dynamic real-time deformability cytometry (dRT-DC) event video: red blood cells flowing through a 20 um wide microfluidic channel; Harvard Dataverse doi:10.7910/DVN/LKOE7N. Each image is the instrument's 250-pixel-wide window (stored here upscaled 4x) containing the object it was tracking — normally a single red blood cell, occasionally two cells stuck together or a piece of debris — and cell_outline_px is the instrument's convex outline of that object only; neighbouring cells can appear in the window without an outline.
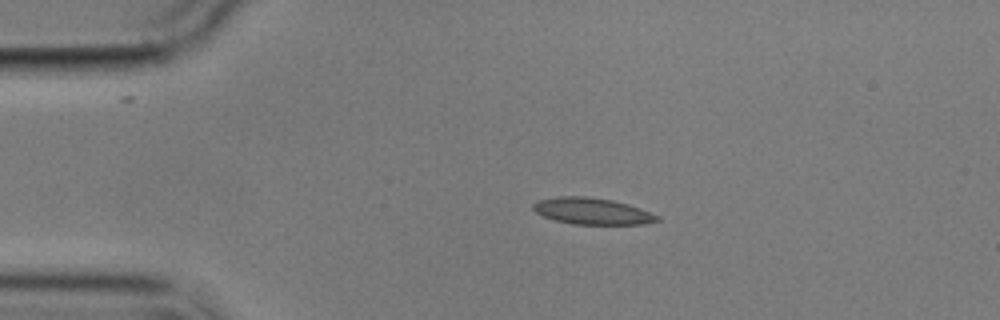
{"species": "common noctule bat (a hibernating species)", "species_latin": "Nyctalus noctula", "temperature_condition": "cold", "stored_images_in_passage": 5, "camera_frame_rate_fps": 3000, "um_per_image_px": 0.085, "animal": {"sex": "male", "body_mass_g": 17.9}, "frame": {"image": 1, "passage_image": 3, "time_ms": 2.333, "image_size_px": [1000, 320], "cell_outline_px": [[660, 220], [644, 224], [572, 224], [556, 220], [544, 216], [536, 212], [532, 208], [532, 204], [536, 200], [560, 196], [588, 196], [612, 200], [628, 204], [640, 208], [660, 216]], "centroid_in_image_um": [50.33, 17.94], "position_along_channel_um": 34.7, "area_um2": 19.19}}
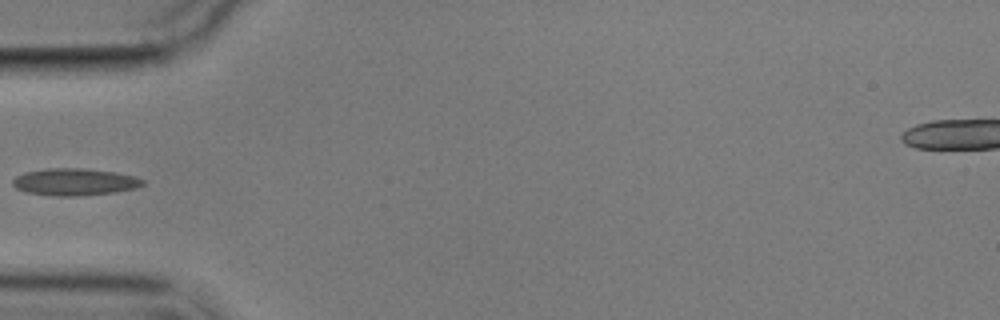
{"frame": {"image": 2, "passage_image": 5, "time_ms": 4.667, "image_size_px": [1000, 320], "cell_outline_px": [[144, 184], [136, 188], [116, 192], [76, 196], [52, 196], [24, 192], [16, 188], [12, 184], [12, 180], [16, 176], [24, 172], [44, 168], [84, 168], [116, 172], [136, 176], [144, 180]], "centroid_in_image_um": [6.32, 15.46], "position_along_channel_um": 78.7, "area_um2": 20.81}}